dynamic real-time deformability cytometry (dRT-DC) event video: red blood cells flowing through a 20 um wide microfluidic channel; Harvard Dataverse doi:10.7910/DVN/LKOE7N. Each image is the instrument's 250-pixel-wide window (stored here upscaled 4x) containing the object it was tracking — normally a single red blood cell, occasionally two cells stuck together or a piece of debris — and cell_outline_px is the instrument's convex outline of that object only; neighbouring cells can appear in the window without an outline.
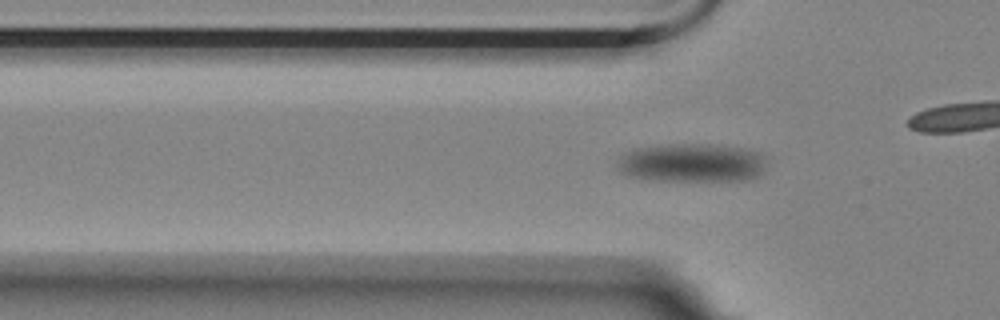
{"species": "Egyptian fruit bat (a non-hibernating species)", "species_latin": "Rousettus aegyptiacus", "temperature_condition": "room temperature", "stored_images_in_passage": 62, "camera_frame_rate_fps": 3000, "um_per_image_px": 0.085, "animal": {"sex": "female"}, "frame": {"image": 1, "passage_image": 11, "time_ms": 3.333, "image_size_px": [1000, 320], "cell_outline_px": [[768, 160], [764, 172], [760, 176], [752, 180], [640, 180], [624, 176], [616, 168], [616, 164], [620, 156], [624, 152], [632, 148], [668, 144], [708, 144], [740, 148], [760, 152], [768, 156]], "centroid_in_image_um": [58.8, 13.85], "position_along_channel_um": 67.0, "area_um2": 34.62}}
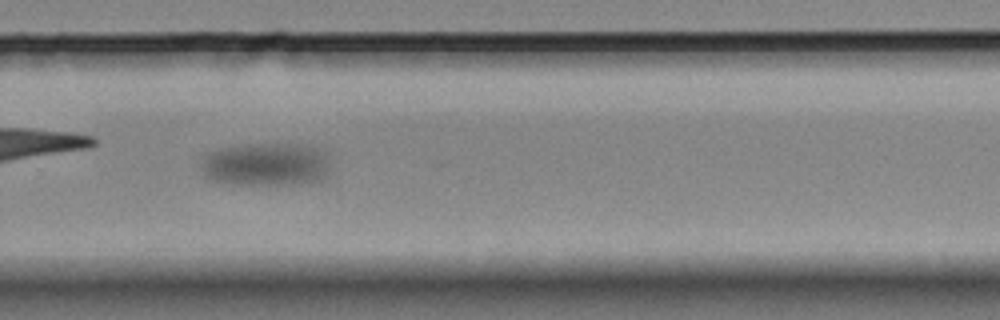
{"frame": {"image": 2, "passage_image": 37, "time_ms": 12.0, "image_size_px": [1000, 320], "cell_outline_px": [[328, 176], [324, 180], [308, 184], [220, 184], [208, 180], [204, 176], [200, 168], [200, 164], [204, 156], [208, 152], [220, 148], [248, 144], [296, 144], [316, 148], [324, 152], [328, 164]], "centroid_in_image_um": [22.56, 14.0], "position_along_channel_um": 307.2, "area_um2": 33.18}}
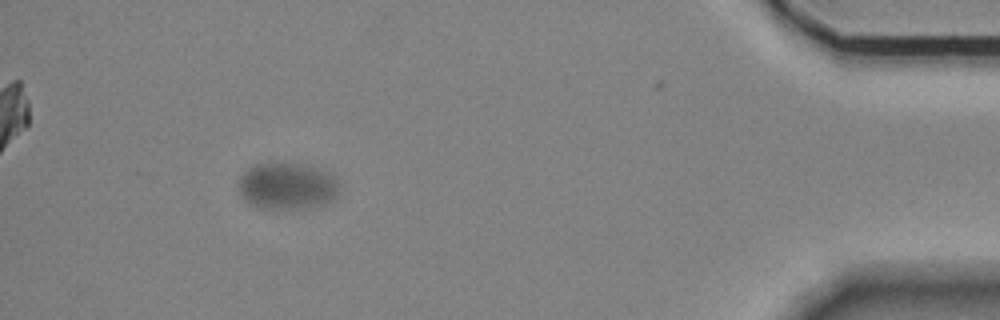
{"frame": {"image": 3, "passage_image": 55, "time_ms": 18.0, "image_size_px": [1000, 320], "cell_outline_px": [[340, 192], [332, 200], [324, 204], [308, 208], [264, 208], [252, 204], [244, 200], [240, 196], [240, 176], [248, 168], [256, 164], [276, 160], [304, 164], [320, 168], [336, 176], [340, 184]], "centroid_in_image_um": [24.46, 15.76], "position_along_channel_um": 410.7, "area_um2": 28.21}}